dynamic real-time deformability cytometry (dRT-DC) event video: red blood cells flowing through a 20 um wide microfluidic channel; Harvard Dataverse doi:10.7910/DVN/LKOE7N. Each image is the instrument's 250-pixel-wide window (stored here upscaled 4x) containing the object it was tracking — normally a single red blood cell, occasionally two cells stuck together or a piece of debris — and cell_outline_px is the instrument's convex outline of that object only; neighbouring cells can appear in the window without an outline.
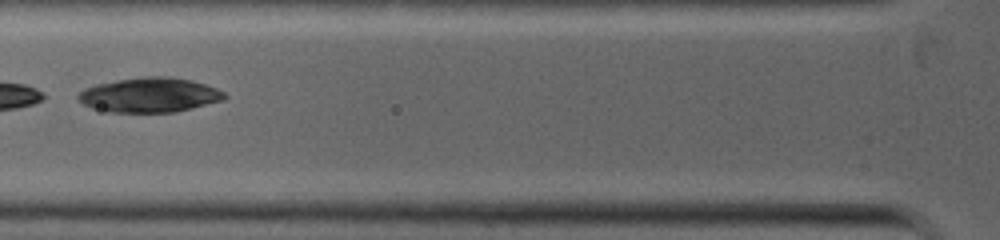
{"species": "common noctule bat (a hibernating species)", "species_latin": "Nyctalus noctula", "temperature_condition": "warm", "stored_images_in_passage": 4, "camera_frame_rate_fps": 5000, "um_per_image_px": 0.085, "animal": {"sex": "female", "body_mass_g": 19.0, "forearm_length_mm": 53.3}, "frame": {"image": 1, "passage_image": 3, "time_ms": 1.0, "image_size_px": [1000, 240], "cell_outline_px": [[228, 96], [224, 100], [176, 112], [108, 112], [92, 108], [84, 104], [76, 96], [84, 88], [96, 84], [140, 76], [172, 76], [192, 80], [216, 88], [224, 92]], "centroid_in_image_um": [12.73, 8.07], "position_along_channel_um": 113.1, "area_um2": 29.71}}